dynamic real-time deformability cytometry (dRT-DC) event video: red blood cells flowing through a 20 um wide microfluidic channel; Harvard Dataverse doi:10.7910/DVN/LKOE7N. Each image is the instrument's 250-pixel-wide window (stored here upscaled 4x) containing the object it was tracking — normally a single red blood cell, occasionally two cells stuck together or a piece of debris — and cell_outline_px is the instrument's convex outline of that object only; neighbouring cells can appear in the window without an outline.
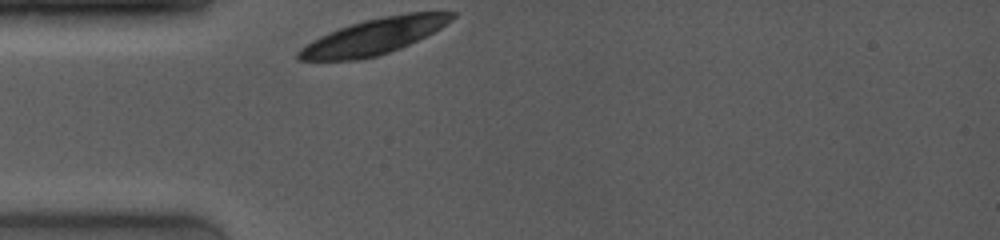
{"species": "common noctule bat (a hibernating species)", "species_latin": "Nyctalus noctula", "temperature_condition": "room temperature", "stored_images_in_passage": 1, "camera_frame_rate_fps": 4000, "um_per_image_px": 0.085, "animal": {"sex": "female", "body_mass_g": 19.0, "forearm_length_mm": 53.3}, "frame": {"image": 1, "passage_image": 1, "time_ms": 0.0, "image_size_px": [1000, 240], "cell_outline_px": [[456, 16], [452, 20], [440, 28], [400, 48], [376, 56], [360, 60], [300, 60], [296, 56], [296, 52], [300, 48], [312, 40], [320, 36], [340, 28], [364, 20], [384, 16], [408, 12], [456, 12]], "centroid_in_image_um": [31.77, 3.1], "position_along_channel_um": 53.2, "area_um2": 31.56}}